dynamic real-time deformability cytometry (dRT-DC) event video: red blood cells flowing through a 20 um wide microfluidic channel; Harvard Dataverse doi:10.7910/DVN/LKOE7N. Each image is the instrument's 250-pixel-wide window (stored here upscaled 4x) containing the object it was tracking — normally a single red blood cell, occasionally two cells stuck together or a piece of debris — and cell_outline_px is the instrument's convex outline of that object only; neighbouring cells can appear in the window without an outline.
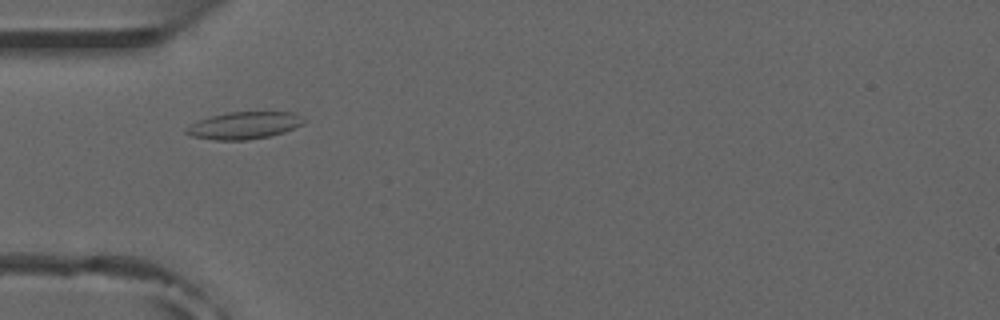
{"species": "common noctule bat (a hibernating species)", "species_latin": "Nyctalus noctula", "temperature_condition": "room temperature", "stored_images_in_passage": 38, "camera_frame_rate_fps": 3000, "um_per_image_px": 0.085, "animal": {"sex": "male", "forearm_length_mm": 52.5}, "frame": {"image": 1, "passage_image": 1, "time_ms": 0.0, "image_size_px": [1000, 320], "cell_outline_px": [[308, 120], [304, 124], [284, 132], [268, 136], [248, 140], [212, 140], [192, 136], [184, 132], [184, 128], [200, 120], [212, 116], [228, 112], [296, 112]], "centroid_in_image_um": [20.8, 10.66], "position_along_channel_um": 64.2, "area_um2": 18.73}}
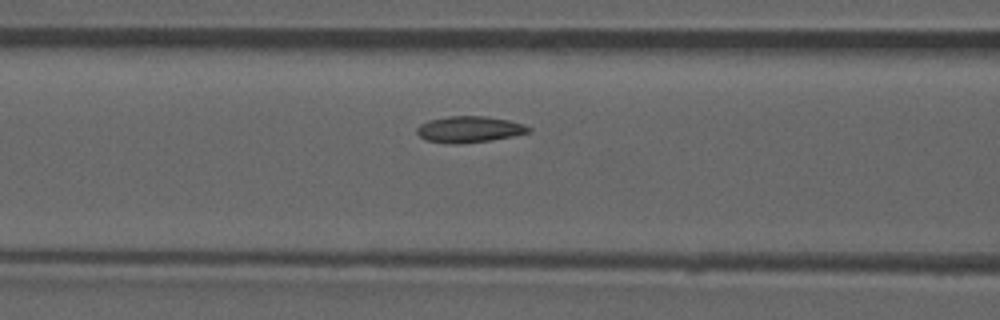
{"frame": {"image": 2, "passage_image": 6, "time_ms": 1.667, "image_size_px": [1000, 320], "cell_outline_px": [[532, 132], [492, 140], [460, 144], [448, 144], [428, 140], [420, 136], [416, 132], [416, 128], [420, 124], [428, 120], [448, 116], [484, 116], [508, 120], [524, 124], [532, 128]], "centroid_in_image_um": [39.9, 11.0], "position_along_channel_um": 126.7, "area_um2": 17.22}, "authors_computed_cell_mechanics": {"area_um2": 16.0973, "velocity_mm_per_s": 3.8184, "shape_relaxation_time_tau1_ms": 5.4455, "shape_relaxation_time_tau2_ms": 3.3919, "deformation_change_tau1": 0.0889, "deformation_change_tau2": 0.0942}}